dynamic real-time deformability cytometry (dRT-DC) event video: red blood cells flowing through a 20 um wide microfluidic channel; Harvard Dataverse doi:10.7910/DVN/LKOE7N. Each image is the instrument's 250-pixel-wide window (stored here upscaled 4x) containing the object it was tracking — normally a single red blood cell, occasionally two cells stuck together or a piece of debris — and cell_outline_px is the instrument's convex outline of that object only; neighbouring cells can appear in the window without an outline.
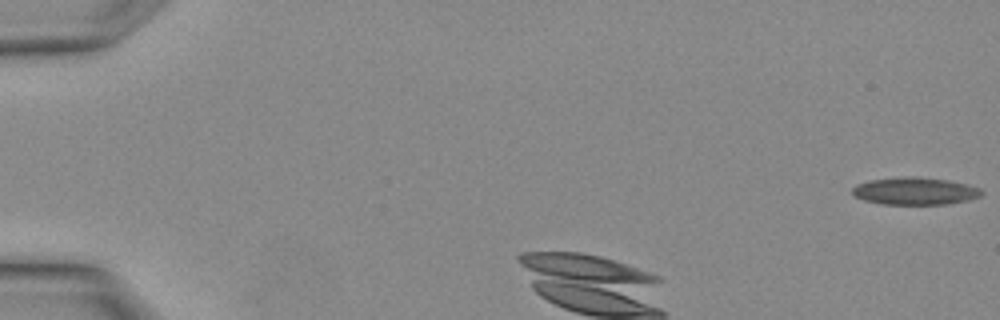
{"species": "Egyptian fruit bat (a non-hibernating species)", "species_latin": "Rousettus aegyptiacus", "temperature_condition": "warm", "stored_images_in_passage": 2, "camera_frame_rate_fps": 3000, "um_per_image_px": 0.085, "animal": {"sex": "female"}, "frame": {"image": 1, "passage_image": 2, "time_ms": 0.333, "image_size_px": [1000, 320], "cell_outline_px": [[984, 192], [980, 196], [968, 200], [948, 204], [884, 204], [864, 200], [856, 196], [852, 192], [852, 188], [856, 184], [868, 180], [904, 176], [916, 176], [948, 180], [968, 184], [980, 188]], "centroid_in_image_um": [77.79, 16.23], "position_along_channel_um": 7.2, "area_um2": 20.75}}